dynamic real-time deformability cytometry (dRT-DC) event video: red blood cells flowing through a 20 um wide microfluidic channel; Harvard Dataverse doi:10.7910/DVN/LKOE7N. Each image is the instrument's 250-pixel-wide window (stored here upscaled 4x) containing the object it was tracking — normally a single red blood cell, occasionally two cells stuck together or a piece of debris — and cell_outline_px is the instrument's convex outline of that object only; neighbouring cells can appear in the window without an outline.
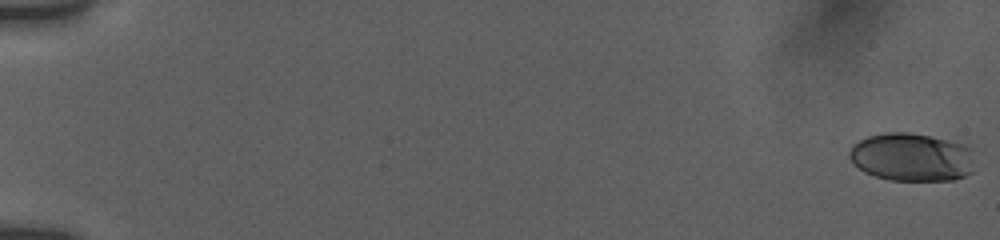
{"species": "human", "species_latin": "Homo sapiens", "temperature_condition": "room temperature", "stored_images_in_passage": 9, "camera_frame_rate_fps": 3000, "um_per_image_px": 0.085, "donor": {"sex": "female"}, "frame": {"image": 1, "passage_image": 1, "time_ms": 0.0, "image_size_px": [1000, 240], "cell_outline_px": [[976, 148], [972, 172], [956, 180], [888, 180], [864, 172], [852, 164], [848, 156], [848, 152], [852, 144], [868, 136], [884, 132], [908, 132], [928, 136], [964, 144]], "centroid_in_image_um": [77.51, 13.36], "position_along_channel_um": 7.5, "area_um2": 35.84}}
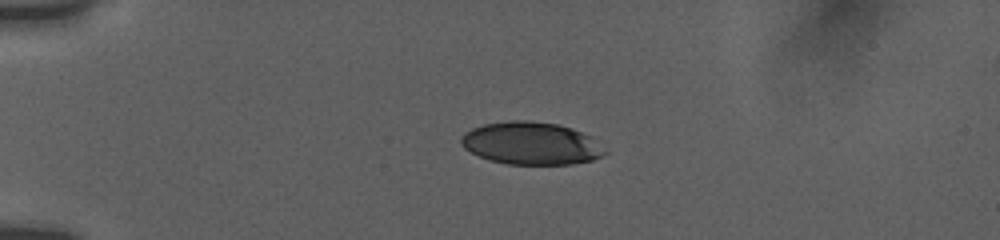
{"frame": {"image": 2, "passage_image": 7, "time_ms": 4.667, "image_size_px": [1000, 240], "cell_outline_px": [[608, 152], [592, 160], [572, 164], [508, 164], [488, 160], [464, 148], [460, 144], [460, 136], [464, 132], [472, 128], [484, 124], [508, 120], [524, 120], [560, 124], [572, 128], [592, 136]], "centroid_in_image_um": [45.14, 12.17], "position_along_channel_um": 39.9, "area_um2": 35.89}}